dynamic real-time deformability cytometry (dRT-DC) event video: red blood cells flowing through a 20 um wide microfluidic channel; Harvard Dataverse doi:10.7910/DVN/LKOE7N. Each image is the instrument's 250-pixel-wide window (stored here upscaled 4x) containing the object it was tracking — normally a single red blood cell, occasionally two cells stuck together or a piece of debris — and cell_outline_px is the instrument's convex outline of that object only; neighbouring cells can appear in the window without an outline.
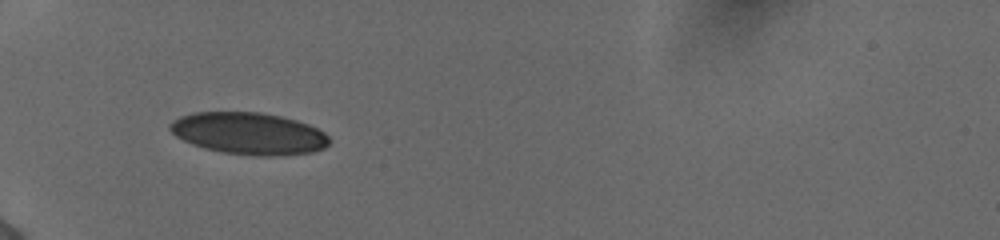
{"species": "human", "species_latin": "Homo sapiens", "temperature_condition": "cold", "stored_images_in_passage": 35, "camera_frame_rate_fps": 3000, "um_per_image_px": 0.085, "donor": {"sex": "female"}, "frame": {"image": 1, "passage_image": 1, "time_ms": 0.0, "image_size_px": [1000, 240], "cell_outline_px": [[328, 144], [324, 148], [312, 152], [272, 156], [260, 156], [224, 152], [204, 148], [192, 144], [176, 136], [168, 128], [168, 124], [172, 120], [180, 116], [196, 112], [260, 112], [280, 116], [296, 120], [308, 124], [324, 132], [328, 136]], "centroid_in_image_um": [21.12, 11.33], "position_along_channel_um": 63.9, "area_um2": 38.78}}
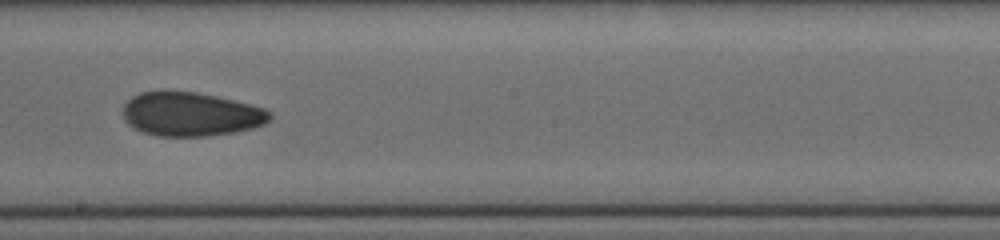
{"frame": {"image": 2, "passage_image": 15, "time_ms": 4.667, "image_size_px": [1000, 240], "cell_outline_px": [[272, 116], [264, 124], [252, 128], [232, 132], [208, 136], [156, 136], [144, 132], [128, 124], [124, 120], [124, 104], [132, 96], [140, 92], [164, 88], [168, 88], [196, 92], [216, 96], [264, 108], [272, 112]], "centroid_in_image_um": [16.17, 9.67], "position_along_channel_um": 232.0, "area_um2": 38.03}}
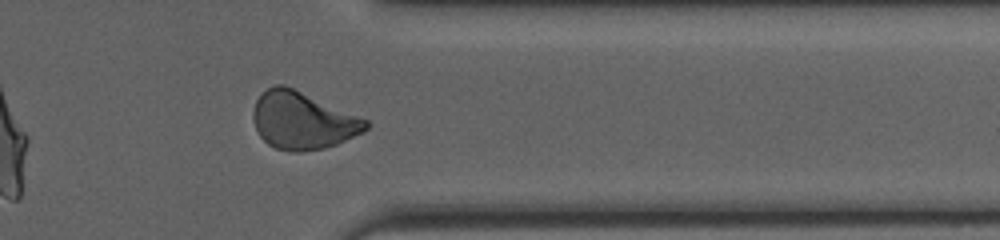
{"frame": {"image": 3, "passage_image": 27, "time_ms": 8.667, "image_size_px": [1000, 240], "cell_outline_px": [[368, 128], [364, 132], [336, 144], [324, 148], [300, 152], [288, 152], [276, 148], [268, 144], [260, 136], [256, 128], [252, 116], [252, 112], [256, 100], [268, 88], [276, 84], [284, 84], [368, 120]], "centroid_in_image_um": [25.71, 10.26], "position_along_channel_um": 385.7, "area_um2": 37.45}, "authors_computed_cell_mechanics": {"area_um2": 37.0498, "velocity_mm_per_s": 3.8845, "shape_relaxation_time_tau1_ms": null, "shape_relaxation_time_tau2_ms": 3.8828, "deformation_change_tau1": null, "deformation_change_tau2": 0.0942}}